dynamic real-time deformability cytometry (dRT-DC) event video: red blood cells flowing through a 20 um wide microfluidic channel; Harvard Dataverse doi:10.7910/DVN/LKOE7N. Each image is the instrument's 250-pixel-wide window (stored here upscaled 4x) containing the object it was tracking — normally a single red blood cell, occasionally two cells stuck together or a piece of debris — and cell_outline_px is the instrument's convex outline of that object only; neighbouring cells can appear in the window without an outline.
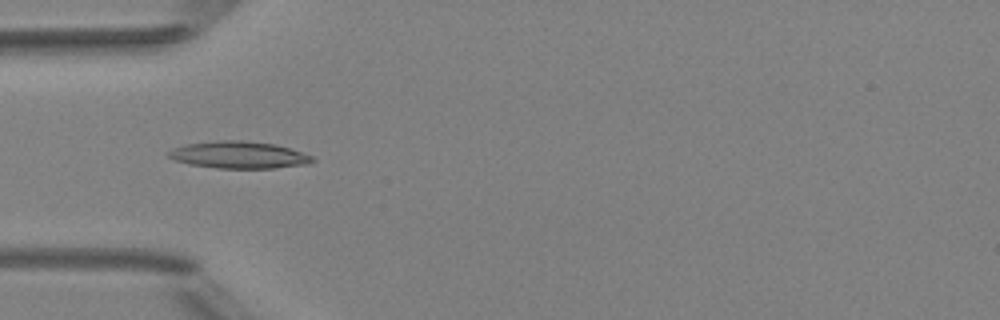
{"species": "Egyptian fruit bat (a non-hibernating species)", "species_latin": "Rousettus aegyptiacus", "temperature_condition": "room temperature", "stored_images_in_passage": 5, "camera_frame_rate_fps": 3000, "um_per_image_px": 0.085, "animal": {"sex": "female"}, "frame": {"image": 1, "passage_image": 3, "time_ms": 2.333, "image_size_px": [1000, 320], "cell_outline_px": [[316, 160], [308, 164], [276, 168], [220, 168], [188, 164], [172, 160], [168, 156], [168, 152], [172, 148], [184, 144], [224, 140], [240, 140], [276, 144], [312, 156]], "centroid_in_image_um": [20.27, 13.17], "position_along_channel_um": 64.7, "area_um2": 22.66}}
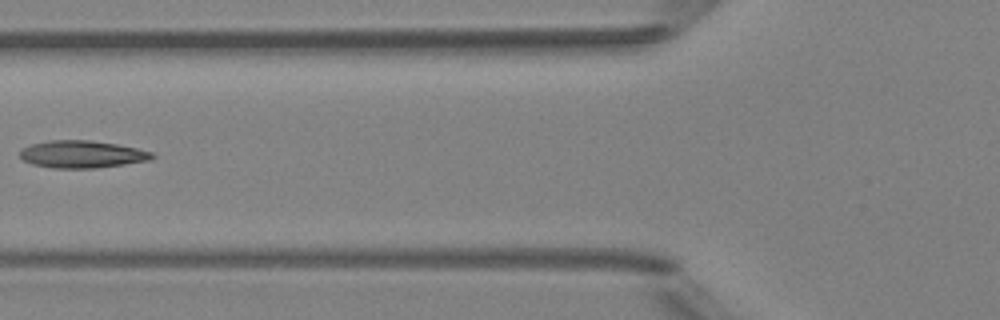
{"frame": {"image": 2, "passage_image": 4, "time_ms": 3.667, "image_size_px": [1000, 320], "cell_outline_px": [[156, 156], [152, 160], [96, 168], [52, 168], [32, 164], [24, 160], [20, 156], [20, 152], [24, 148], [32, 144], [48, 140], [88, 140], [116, 144], [136, 148], [152, 152]], "centroid_in_image_um": [6.99, 13.11], "position_along_channel_um": 118.8, "area_um2": 20.98}}
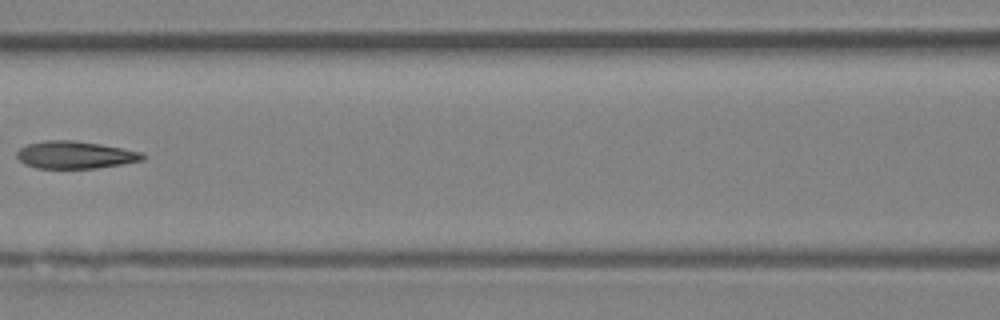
{"frame": {"image": 3, "passage_image": 5, "time_ms": 4.667, "image_size_px": [1000, 320], "cell_outline_px": [[144, 160], [96, 168], [36, 168], [24, 164], [16, 156], [16, 152], [20, 148], [28, 144], [44, 140], [72, 140], [100, 144], [144, 152]], "centroid_in_image_um": [6.37, 13.16], "position_along_channel_um": 160.2, "area_um2": 20.06}}